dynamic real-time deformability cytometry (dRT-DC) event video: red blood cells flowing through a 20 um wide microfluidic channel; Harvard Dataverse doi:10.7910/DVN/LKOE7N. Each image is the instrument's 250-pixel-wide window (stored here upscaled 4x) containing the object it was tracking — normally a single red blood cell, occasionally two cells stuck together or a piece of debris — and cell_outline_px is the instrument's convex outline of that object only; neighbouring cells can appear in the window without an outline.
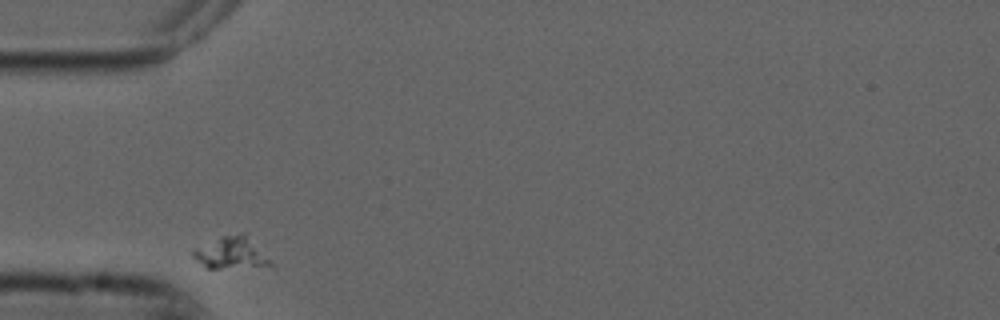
{"species": "common noctule bat (a hibernating species)", "species_latin": "Nyctalus noctula", "temperature_condition": "cold", "stored_images_in_passage": 31, "camera_frame_rate_fps": 3000, "um_per_image_px": 0.085, "animal": {"sex": "male", "forearm_length_mm": 52.5}, "frame": {"image": 1, "passage_image": 1, "time_ms": 0.0, "image_size_px": [1000, 320], "cell_outline_px": [[276, 268], [208, 268], [192, 256], [192, 248], [224, 236], [244, 232], [276, 264]], "centroid_in_image_um": [19.76, 21.54], "position_along_channel_um": 65.2, "area_um2": 14.85}}
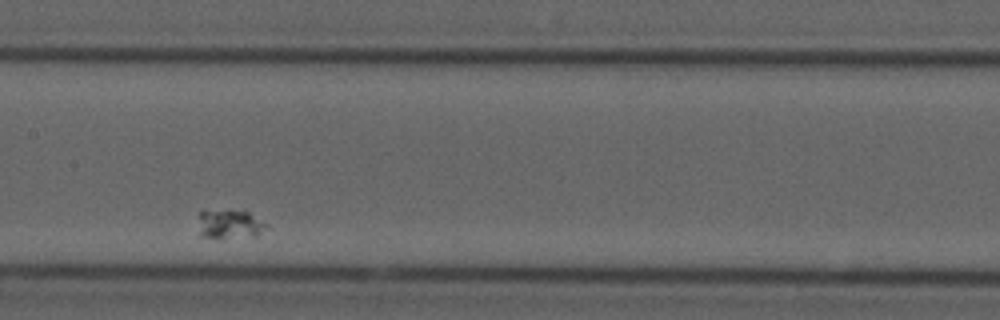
{"frame": {"image": 2, "passage_image": 13, "time_ms": 4.0, "image_size_px": [1000, 320], "cell_outline_px": [[272, 228], [256, 236], [200, 236], [200, 212], [204, 208], [228, 208], [248, 212], [268, 224]], "centroid_in_image_um": [19.58, 18.97], "position_along_channel_um": 187.8, "area_um2": 11.79}}
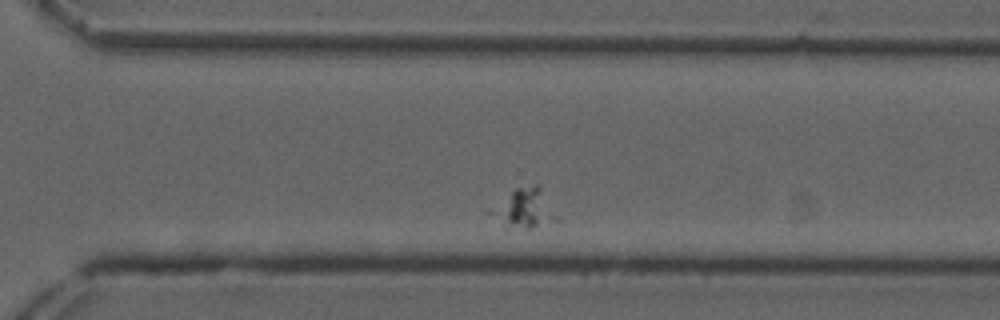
{"frame": {"image": 3, "passage_image": 26, "time_ms": 8.333, "image_size_px": [1000, 320], "cell_outline_px": [[560, 220], [528, 228], [504, 228], [500, 212], [512, 192], [516, 188], [536, 184], [540, 188]], "centroid_in_image_um": [44.83, 17.75], "position_along_channel_um": 325.8, "area_um2": 12.95}}